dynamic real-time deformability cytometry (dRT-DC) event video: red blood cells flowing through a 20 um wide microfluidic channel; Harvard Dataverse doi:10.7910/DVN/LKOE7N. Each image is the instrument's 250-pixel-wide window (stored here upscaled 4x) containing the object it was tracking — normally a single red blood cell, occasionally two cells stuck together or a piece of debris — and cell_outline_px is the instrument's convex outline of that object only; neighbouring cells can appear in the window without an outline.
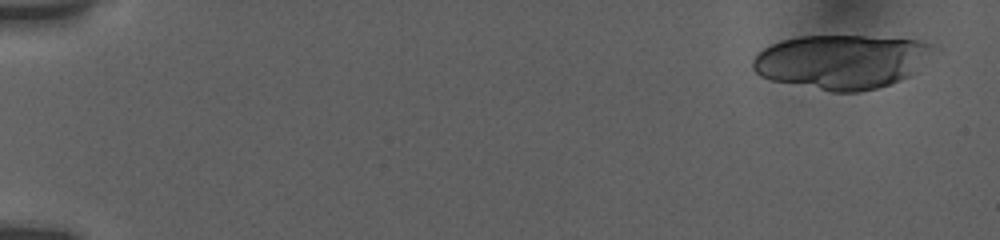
{"species": "human", "species_latin": "Homo sapiens", "temperature_condition": "room temperature", "stored_images_in_passage": 20, "camera_frame_rate_fps": 3000, "um_per_image_px": 0.085, "donor": {"sex": "female"}, "frame": {"image": 1, "passage_image": 3, "time_ms": 0.667, "image_size_px": [1000, 240], "cell_outline_px": [[940, 52], [916, 72], [900, 80], [876, 88], [860, 92], [832, 92], [772, 80], [760, 76], [752, 68], [752, 60], [764, 48], [772, 44], [784, 40], [800, 36], [864, 36], [920, 40], [932, 44], [940, 48]], "centroid_in_image_um": [71.64, 5.23], "position_along_channel_um": 13.4, "area_um2": 57.63}}